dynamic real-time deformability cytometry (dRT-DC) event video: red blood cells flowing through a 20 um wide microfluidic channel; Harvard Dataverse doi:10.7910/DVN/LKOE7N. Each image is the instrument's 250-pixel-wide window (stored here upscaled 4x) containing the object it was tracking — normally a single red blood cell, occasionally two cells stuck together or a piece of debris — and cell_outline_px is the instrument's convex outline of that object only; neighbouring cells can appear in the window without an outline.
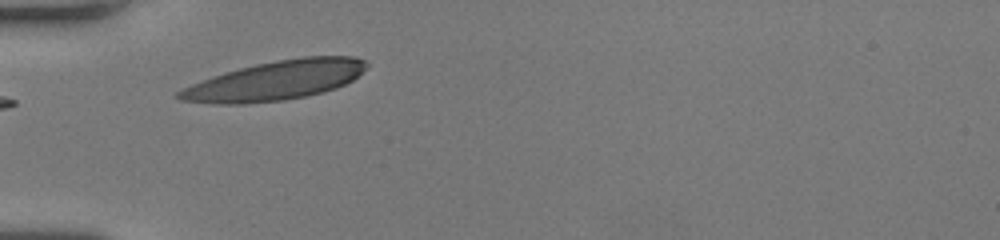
{"species": "human", "species_latin": "Homo sapiens", "temperature_condition": "room temperature", "stored_images_in_passage": 4, "camera_frame_rate_fps": 3000, "um_per_image_px": 0.085, "donor": {"sex": "female"}, "frame": {"image": 1, "passage_image": 1, "time_ms": 0.0, "image_size_px": [1000, 240], "cell_outline_px": [[368, 64], [352, 80], [336, 88], [304, 96], [280, 100], [240, 104], [216, 104], [180, 100], [172, 96], [176, 92], [192, 84], [212, 76], [224, 72], [256, 64], [276, 60], [304, 56], [356, 56], [364, 60]], "centroid_in_image_um": [23.36, 6.84], "position_along_channel_um": 61.6, "area_um2": 42.54}}
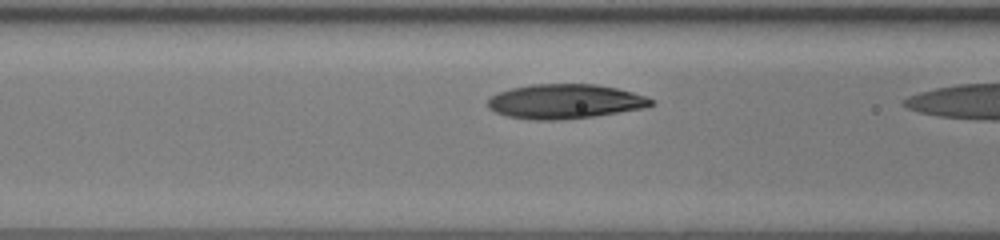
{"frame": {"image": 2, "passage_image": 3, "time_ms": 0.667, "image_size_px": [1000, 240], "cell_outline_px": [[656, 100], [652, 104], [644, 108], [596, 116], [560, 120], [532, 120], [508, 116], [496, 112], [488, 108], [488, 100], [492, 96], [500, 92], [512, 88], [532, 84], [596, 84], [616, 88], [632, 92]], "centroid_in_image_um": [48.04, 8.63], "position_along_channel_um": 118.6, "area_um2": 32.77}}